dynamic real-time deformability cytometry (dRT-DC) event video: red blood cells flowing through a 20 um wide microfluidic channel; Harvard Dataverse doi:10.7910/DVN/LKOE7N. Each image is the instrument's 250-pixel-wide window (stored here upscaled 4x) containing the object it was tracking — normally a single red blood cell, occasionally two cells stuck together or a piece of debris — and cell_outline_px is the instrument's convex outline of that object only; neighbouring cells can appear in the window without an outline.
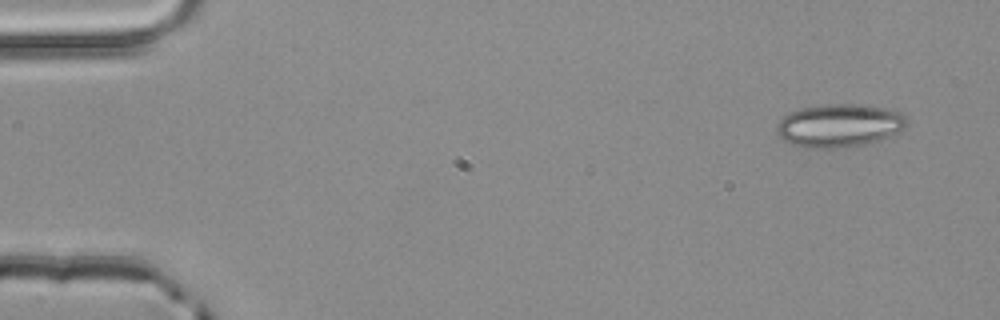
{"species": "common noctule bat (a hibernating species)", "species_latin": "Nyctalus noctula", "temperature_condition": "room temperature", "stored_images_in_passage": 4, "camera_frame_rate_fps": 3000, "um_per_image_px": 0.085, "animal": {"sex": "male", "body_mass_g": 20.4}, "frame": {"image": 1, "passage_image": 1, "time_ms": 0.0, "image_size_px": [1000, 320], "cell_outline_px": [[908, 124], [904, 128], [872, 144], [844, 148], [804, 148], [792, 144], [784, 140], [776, 132], [776, 124], [788, 112], [800, 108], [828, 104], [856, 104], [892, 108], [904, 112], [908, 116]], "centroid_in_image_um": [71.39, 10.67], "position_along_channel_um": 13.6, "area_um2": 33.47}}